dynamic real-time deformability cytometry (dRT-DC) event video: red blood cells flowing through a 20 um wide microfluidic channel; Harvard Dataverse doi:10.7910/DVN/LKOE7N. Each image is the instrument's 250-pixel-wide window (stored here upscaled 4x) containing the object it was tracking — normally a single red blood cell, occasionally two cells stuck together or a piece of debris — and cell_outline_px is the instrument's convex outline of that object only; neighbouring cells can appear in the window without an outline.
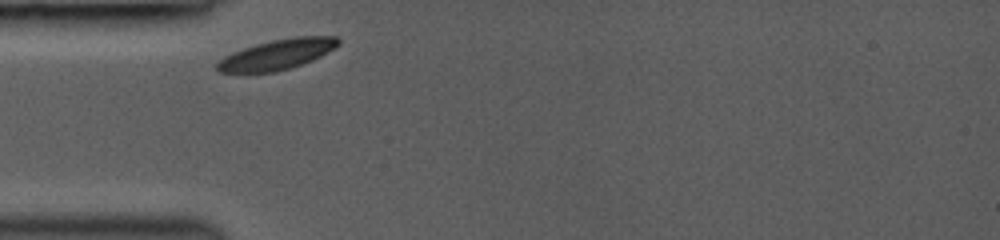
{"species": "common noctule bat (a hibernating species)", "species_latin": "Nyctalus noctula", "temperature_condition": "room temperature", "stored_images_in_passage": 24, "camera_frame_rate_fps": 3000, "um_per_image_px": 0.085, "animal": {"sex": "female", "body_mass_g": 19.0, "forearm_length_mm": 53.3}, "frame": {"image": 1, "passage_image": 1, "time_ms": 0.0, "image_size_px": [1000, 240], "cell_outline_px": [[340, 44], [320, 56], [312, 60], [288, 68], [272, 72], [220, 72], [216, 68], [216, 64], [224, 56], [232, 52], [256, 44], [272, 40], [296, 36], [336, 36], [340, 40]], "centroid_in_image_um": [23.56, 4.61], "position_along_channel_um": 61.4, "area_um2": 20.98}}
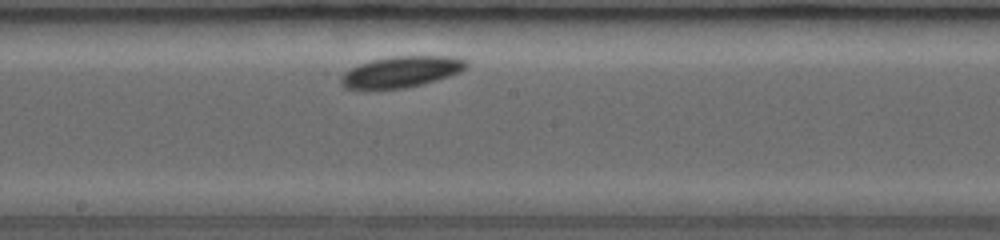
{"frame": {"image": 2, "passage_image": 13, "time_ms": 4.0, "image_size_px": [1000, 240], "cell_outline_px": [[468, 64], [460, 72], [436, 80], [404, 88], [344, 88], [340, 84], [340, 76], [344, 72], [360, 64], [372, 60], [392, 56], [452, 56], [464, 60]], "centroid_in_image_um": [34.08, 6.09], "position_along_channel_um": 214.1, "area_um2": 22.31}}
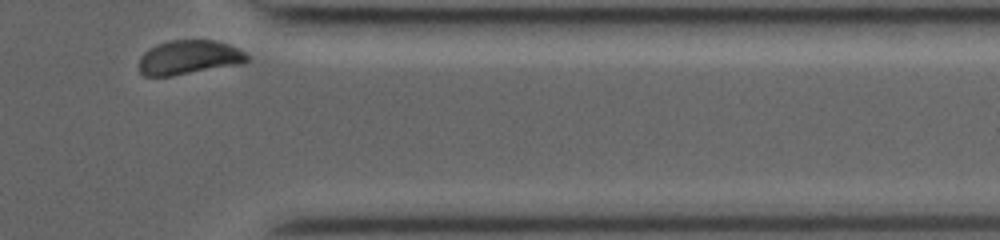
{"frame": {"image": 3, "passage_image": 24, "time_ms": 8.667, "image_size_px": [1000, 240], "cell_outline_px": [[248, 60], [244, 64], [172, 76], [144, 76], [140, 72], [140, 56], [148, 48], [156, 44], [168, 40], [212, 40], [228, 44], [244, 52], [248, 56]], "centroid_in_image_um": [16.05, 4.88], "position_along_channel_um": 395.3, "area_um2": 21.73}, "authors_computed_cell_mechanics": {"area_um2": 21.9351, "velocity_mm_per_s": 3.8743, "shape_relaxation_time_tau1_ms": 0.4328, "shape_relaxation_time_tau2_ms": null, "deformation_change_tau1": 0.0443, "deformation_change_tau2": null}}